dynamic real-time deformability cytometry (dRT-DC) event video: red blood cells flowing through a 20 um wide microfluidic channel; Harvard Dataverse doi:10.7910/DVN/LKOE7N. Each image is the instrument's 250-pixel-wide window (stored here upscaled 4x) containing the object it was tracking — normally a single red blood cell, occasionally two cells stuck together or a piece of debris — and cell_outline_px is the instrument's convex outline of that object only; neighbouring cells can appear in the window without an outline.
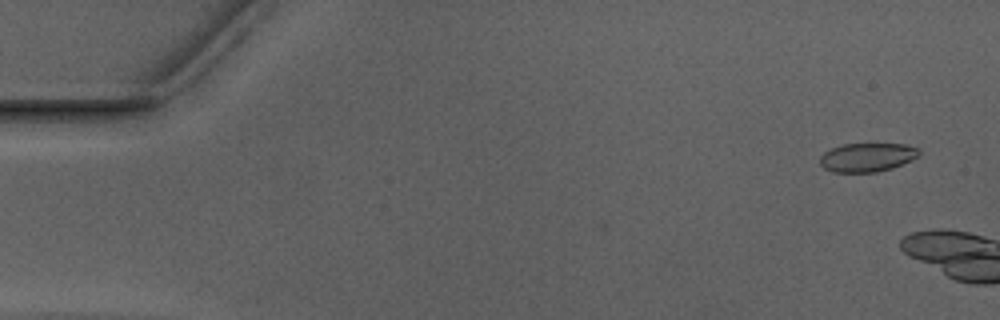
{"species": "Egyptian fruit bat (a non-hibernating species)", "species_latin": "Rousettus aegyptiacus", "temperature_condition": "warm", "stored_images_in_passage": 5, "camera_frame_rate_fps": 3000, "um_per_image_px": 0.085, "animal": {"sex": "male"}, "frame": {"image": 1, "passage_image": 2, "time_ms": 0.333, "image_size_px": [1000, 320], "cell_outline_px": [[920, 156], [912, 160], [892, 168], [876, 172], [832, 172], [824, 168], [820, 164], [820, 156], [824, 152], [832, 148], [844, 144], [904, 144], [920, 148]], "centroid_in_image_um": [73.73, 13.37], "position_along_channel_um": 11.3, "area_um2": 16.7}}